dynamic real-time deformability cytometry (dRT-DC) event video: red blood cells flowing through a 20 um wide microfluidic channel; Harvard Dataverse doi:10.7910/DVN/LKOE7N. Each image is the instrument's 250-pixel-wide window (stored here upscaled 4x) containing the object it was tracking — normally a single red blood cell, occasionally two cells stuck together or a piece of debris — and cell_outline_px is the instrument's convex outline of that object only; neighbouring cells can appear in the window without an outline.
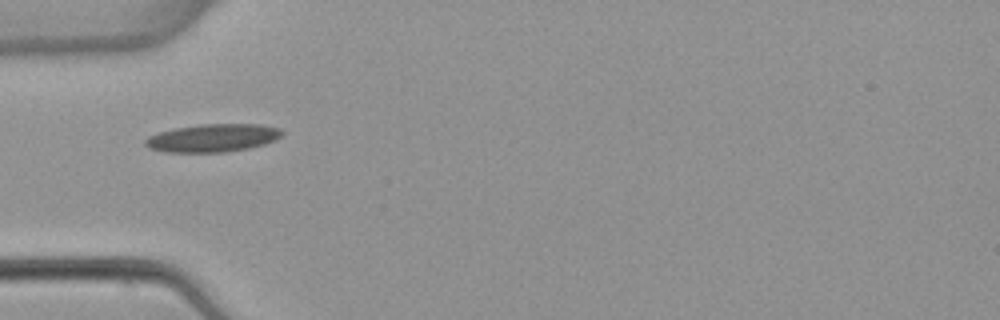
{"species": "common noctule bat (a hibernating species)", "species_latin": "Nyctalus noctula", "temperature_condition": "warm", "stored_images_in_passage": 2, "camera_frame_rate_fps": 3000, "um_per_image_px": 0.085, "animal": {"sex": "female", "body_mass_g": 22.7, "forearm_length_mm": 54.2}, "frame": {"image": 1, "passage_image": 1, "time_ms": 0.0, "image_size_px": [1000, 320], "cell_outline_px": [[284, 132], [276, 140], [264, 144], [248, 148], [224, 152], [164, 152], [148, 148], [144, 144], [144, 140], [148, 136], [160, 132], [176, 128], [200, 124], [260, 124], [280, 128]], "centroid_in_image_um": [18.08, 11.72], "position_along_channel_um": 66.9, "area_um2": 22.31}}
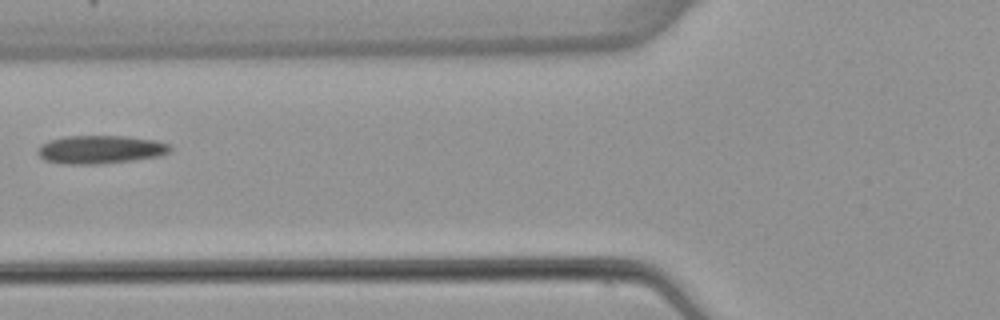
{"frame": {"image": 2, "passage_image": 2, "time_ms": 1.333, "image_size_px": [1000, 320], "cell_outline_px": [[172, 148], [168, 152], [160, 156], [132, 160], [100, 164], [64, 164], [44, 160], [36, 152], [40, 144], [48, 140], [64, 136], [128, 136], [156, 140], [168, 144]], "centroid_in_image_um": [8.5, 12.7], "position_along_channel_um": 117.3, "area_um2": 21.96}}